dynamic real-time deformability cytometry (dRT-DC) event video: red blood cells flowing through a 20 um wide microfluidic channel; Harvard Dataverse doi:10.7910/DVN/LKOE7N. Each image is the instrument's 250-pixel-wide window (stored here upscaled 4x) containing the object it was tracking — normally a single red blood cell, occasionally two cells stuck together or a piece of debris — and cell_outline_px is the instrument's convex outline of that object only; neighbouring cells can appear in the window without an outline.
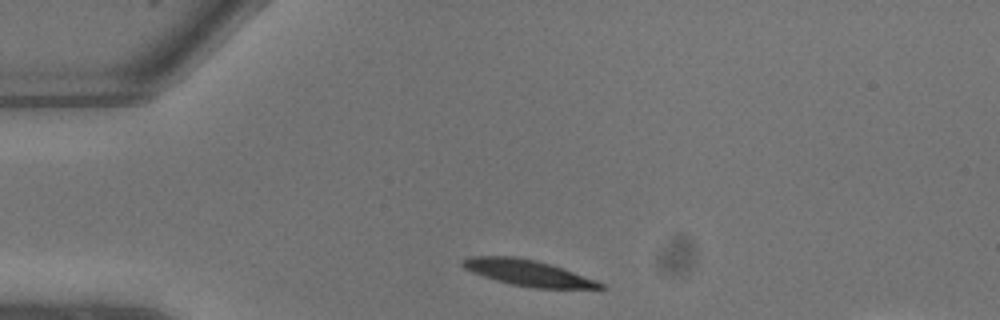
{"species": "common noctule bat (a hibernating species)", "species_latin": "Nyctalus noctula", "temperature_condition": "warm", "stored_images_in_passage": 4, "camera_frame_rate_fps": 3000, "um_per_image_px": 0.085, "animal": {"sex": "male", "body_mass_g": 13.3}, "frame": {"image": 1, "passage_image": 1, "time_ms": 0.0, "image_size_px": [1000, 320], "cell_outline_px": [[608, 288], [532, 288], [512, 284], [496, 280], [472, 272], [464, 268], [460, 264], [460, 260], [472, 256], [512, 256], [536, 260], [552, 264], [564, 268], [596, 280], [604, 284]], "centroid_in_image_um": [44.87, 23.18], "position_along_channel_um": 40.1, "area_um2": 20.87}}